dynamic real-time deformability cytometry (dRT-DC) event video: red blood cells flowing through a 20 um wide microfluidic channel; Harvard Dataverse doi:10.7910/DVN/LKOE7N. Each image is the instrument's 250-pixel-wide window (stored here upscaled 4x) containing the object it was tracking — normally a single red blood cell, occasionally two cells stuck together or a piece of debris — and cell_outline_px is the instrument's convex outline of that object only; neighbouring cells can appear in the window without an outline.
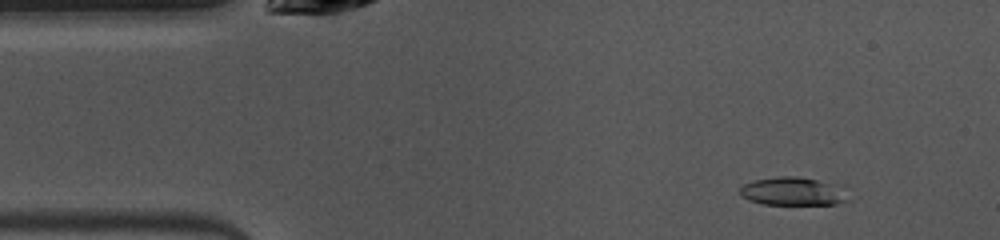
{"species": "common noctule bat (a hibernating species)", "species_latin": "Nyctalus noctula", "temperature_condition": "warm", "stored_images_in_passage": 49, "camera_frame_rate_fps": 3000, "um_per_image_px": 0.085, "animal": {"sex": "female", "body_mass_g": 10.0, "forearm_length_mm": 53.1}, "frame": {"image": 1, "passage_image": 5, "time_ms": 1.333, "image_size_px": [1000, 240], "cell_outline_px": [[852, 200], [836, 204], [764, 204], [748, 200], [740, 196], [740, 188], [744, 184], [756, 180], [780, 176], [800, 176], [848, 184]], "centroid_in_image_um": [67.63, 16.25], "position_along_channel_um": 17.4, "area_um2": 18.84}}
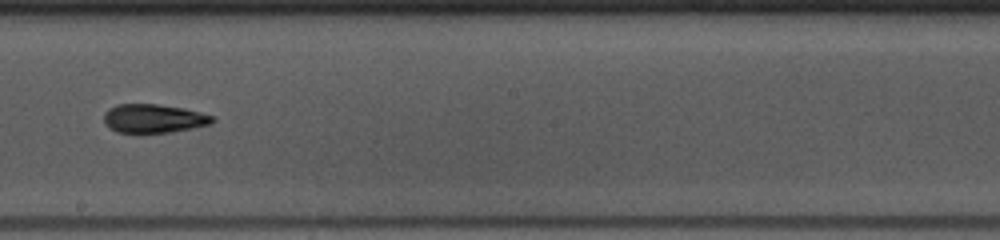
{"frame": {"image": 2, "passage_image": 26, "time_ms": 8.333, "image_size_px": [1000, 240], "cell_outline_px": [[216, 120], [212, 124], [172, 132], [116, 132], [108, 128], [104, 124], [104, 112], [108, 108], [116, 104], [156, 104], [184, 108], [216, 116]], "centroid_in_image_um": [13.07, 10.06], "position_along_channel_um": 235.1, "area_um2": 18.38}}
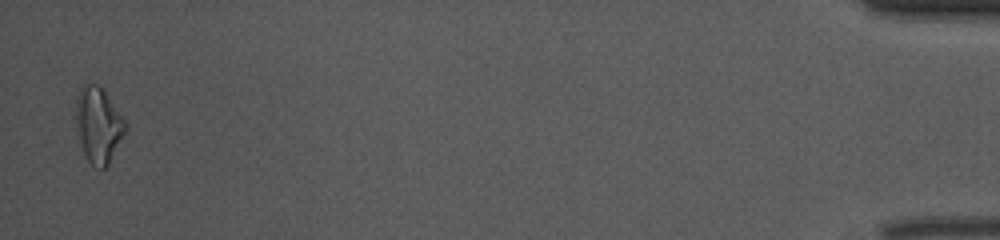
{"frame": {"image": 3, "passage_image": 48, "time_ms": 15.667, "image_size_px": [1000, 240], "cell_outline_px": [[128, 128], [108, 164], [104, 168], [100, 168], [92, 164], [88, 160], [84, 152], [80, 140], [76, 120], [76, 96], [80, 88], [84, 84], [96, 84], [104, 92], [128, 124]], "centroid_in_image_um": [8.37, 10.62], "position_along_channel_um": 426.8, "area_um2": 21.27}, "authors_computed_cell_mechanics": {"area_um2": 18.0336, "velocity_mm_per_s": 3.9723, "shape_relaxation_time_tau1_ms": 6.8772, "shape_relaxation_time_tau2_ms": 8.8084, "deformation_change_tau1": 0.1817, "deformation_change_tau2": 0.1205}}